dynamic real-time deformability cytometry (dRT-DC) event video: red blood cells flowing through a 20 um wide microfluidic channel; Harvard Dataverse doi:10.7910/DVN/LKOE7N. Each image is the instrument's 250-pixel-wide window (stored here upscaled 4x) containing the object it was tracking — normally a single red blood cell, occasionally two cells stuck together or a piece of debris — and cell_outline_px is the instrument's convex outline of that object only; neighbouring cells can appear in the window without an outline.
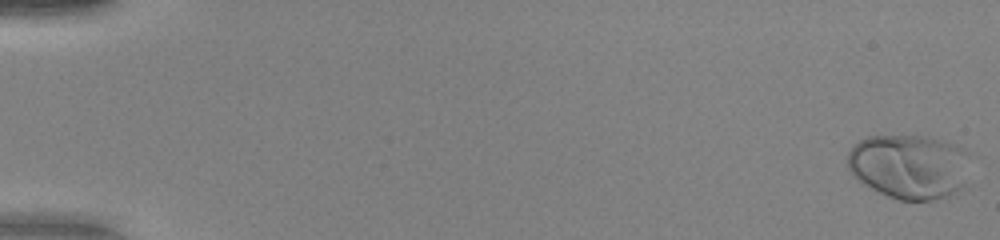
{"species": "human", "species_latin": "Homo sapiens", "temperature_condition": "warm", "stored_images_in_passage": 52, "camera_frame_rate_fps": 3000, "um_per_image_px": 0.085, "donor": {"sex": "female"}, "frame": {"image": 1, "passage_image": 1, "time_ms": 0.0, "image_size_px": [1000, 240], "cell_outline_px": [[972, 152], [960, 184], [948, 196], [932, 200], [900, 200], [888, 196], [872, 188], [852, 176], [848, 168], [848, 152], [860, 140], [868, 136], [924, 136], [956, 144]], "centroid_in_image_um": [77.26, 14.12], "position_along_channel_um": 7.7, "area_um2": 45.66}}
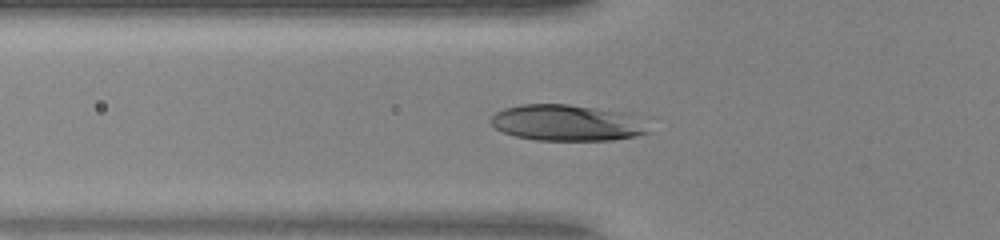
{"frame": {"image": 2, "passage_image": 20, "time_ms": 6.333, "image_size_px": [1000, 240], "cell_outline_px": [[652, 132], [636, 136], [612, 140], [536, 140], [516, 136], [504, 132], [496, 128], [488, 120], [496, 112], [504, 108], [520, 104], [568, 104], [596, 108], [620, 112]], "centroid_in_image_um": [48.04, 10.44], "position_along_channel_um": 77.8, "area_um2": 32.43}}
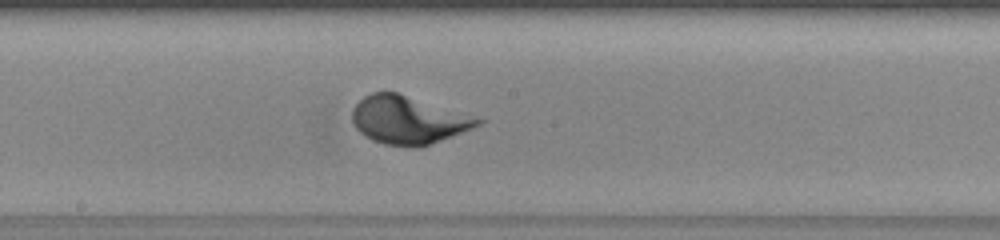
{"frame": {"image": 3, "passage_image": 30, "time_ms": 9.667, "image_size_px": [1000, 240], "cell_outline_px": [[484, 120], [480, 124], [472, 128], [428, 144], [416, 148], [408, 148], [384, 144], [372, 140], [364, 136], [356, 128], [352, 120], [352, 108], [364, 96], [372, 92], [396, 92]], "centroid_in_image_um": [34.61, 10.21], "position_along_channel_um": 213.6, "area_um2": 34.45}}